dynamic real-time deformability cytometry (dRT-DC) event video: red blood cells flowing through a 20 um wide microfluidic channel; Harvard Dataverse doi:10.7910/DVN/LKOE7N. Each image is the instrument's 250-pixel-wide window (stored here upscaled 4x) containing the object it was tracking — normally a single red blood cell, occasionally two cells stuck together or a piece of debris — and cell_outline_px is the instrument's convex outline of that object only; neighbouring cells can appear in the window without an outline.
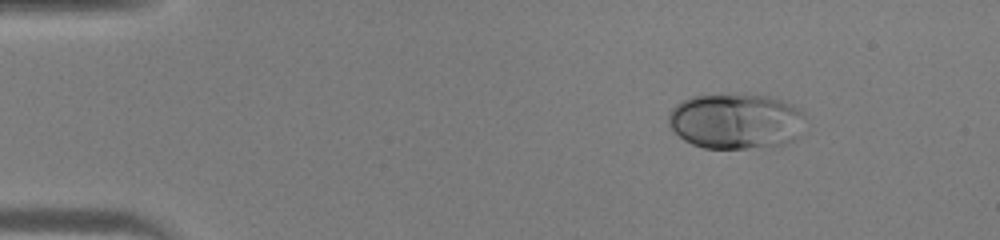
{"species": "human", "species_latin": "Homo sapiens", "temperature_condition": "warm", "stored_images_in_passage": 39, "camera_frame_rate_fps": 3000, "um_per_image_px": 0.085, "donor": {"sex": "male"}, "frame": {"image": 1, "passage_image": 1, "time_ms": 0.0, "image_size_px": [1000, 240], "cell_outline_px": [[808, 116], [796, 136], [792, 140], [784, 144], [744, 148], [704, 148], [692, 144], [684, 140], [668, 124], [668, 112], [676, 104], [692, 96], [736, 92], [768, 96], [792, 104], [800, 108]], "centroid_in_image_um": [62.55, 10.26], "position_along_channel_um": 22.5, "area_um2": 44.85}}
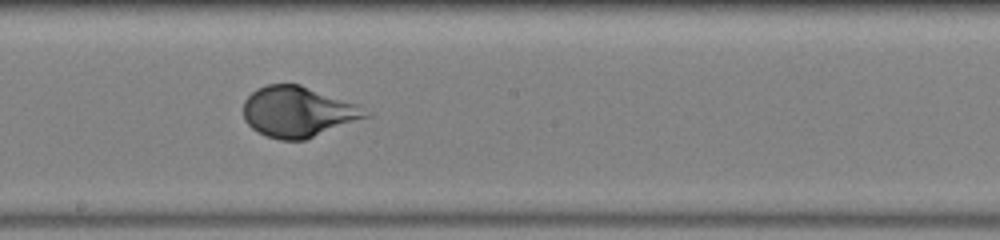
{"frame": {"image": 2, "passage_image": 20, "time_ms": 6.333, "image_size_px": [1000, 240], "cell_outline_px": [[372, 116], [304, 140], [280, 140], [268, 136], [252, 128], [244, 120], [244, 100], [256, 88], [268, 84], [300, 84], [356, 104], [372, 112]], "centroid_in_image_um": [25.35, 9.5], "position_along_channel_um": 222.9, "area_um2": 36.01}}
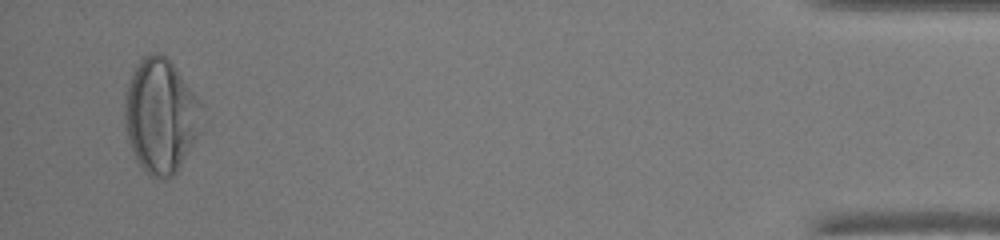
{"frame": {"image": 3, "passage_image": 38, "time_ms": 12.333, "image_size_px": [1000, 240], "cell_outline_px": [[200, 132], [176, 172], [172, 176], [164, 180], [156, 180], [136, 160], [128, 140], [124, 120], [124, 100], [128, 84], [132, 72], [140, 60], [144, 56], [152, 52], [160, 52], [176, 68], [200, 100]], "centroid_in_image_um": [13.64, 9.85], "position_along_channel_um": 421.6, "area_um2": 51.04}}